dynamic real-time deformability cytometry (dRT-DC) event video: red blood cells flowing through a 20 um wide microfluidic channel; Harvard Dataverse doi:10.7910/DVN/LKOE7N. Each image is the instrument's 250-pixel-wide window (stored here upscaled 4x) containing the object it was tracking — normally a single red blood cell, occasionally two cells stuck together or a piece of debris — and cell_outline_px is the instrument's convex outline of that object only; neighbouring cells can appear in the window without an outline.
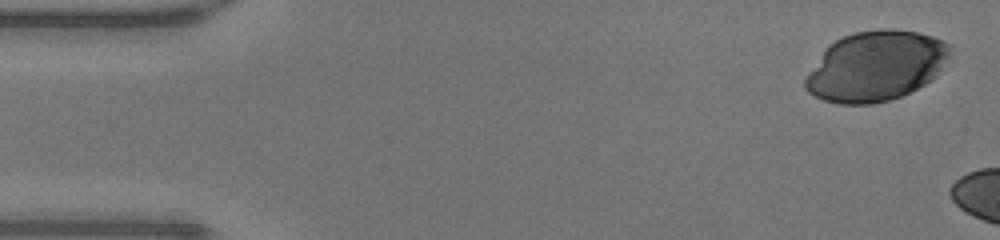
{"species": "human", "species_latin": "Homo sapiens", "temperature_condition": "warm", "stored_images_in_passage": 6, "camera_frame_rate_fps": 3000, "um_per_image_px": 0.085, "donor": {"sex": "male"}, "frame": {"image": 1, "passage_image": 1, "time_ms": 0.0, "image_size_px": [1000, 240], "cell_outline_px": [[948, 56], [936, 76], [932, 80], [900, 96], [888, 100], [872, 104], [840, 104], [824, 100], [808, 92], [804, 88], [804, 80], [808, 72], [828, 44], [844, 36], [856, 32], [888, 28], [892, 28], [916, 32], [932, 36], [944, 40], [948, 44]], "centroid_in_image_um": [74.41, 5.62], "position_along_channel_um": 10.6, "area_um2": 58.61}}